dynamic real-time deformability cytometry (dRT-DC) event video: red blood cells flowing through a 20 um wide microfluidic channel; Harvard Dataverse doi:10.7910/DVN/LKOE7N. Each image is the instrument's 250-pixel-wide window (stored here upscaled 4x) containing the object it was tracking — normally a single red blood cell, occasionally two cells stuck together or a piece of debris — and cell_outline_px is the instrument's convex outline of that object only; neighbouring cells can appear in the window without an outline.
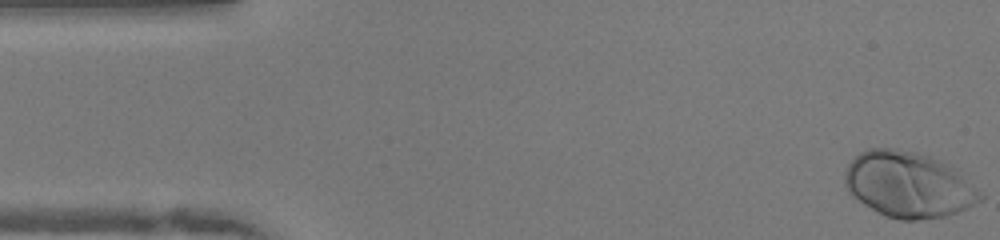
{"species": "human", "species_latin": "Homo sapiens", "temperature_condition": "warm", "stored_images_in_passage": 50, "camera_frame_rate_fps": 3000, "um_per_image_px": 0.085, "donor": {"sex": "female"}, "frame": {"image": 1, "passage_image": 1, "time_ms": 0.0, "image_size_px": [1000, 240], "cell_outline_px": [[984, 200], [968, 208], [944, 216], [916, 220], [900, 220], [884, 216], [864, 204], [852, 196], [848, 192], [844, 184], [844, 172], [848, 164], [860, 152], [868, 148], [896, 148], [916, 152], [940, 160], [956, 168], [984, 196]], "centroid_in_image_um": [77.21, 15.69], "position_along_channel_um": 7.8, "area_um2": 52.14}}
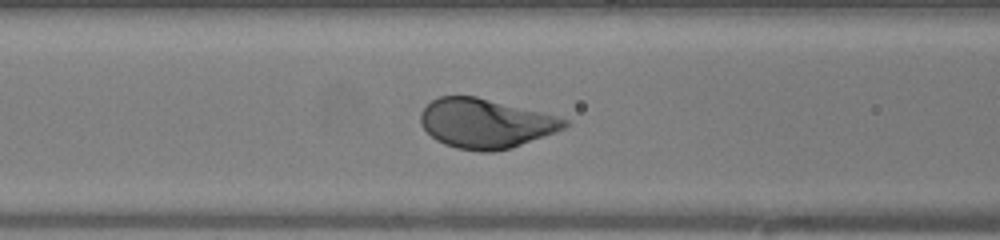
{"frame": {"image": 2, "passage_image": 19, "time_ms": 6.0, "image_size_px": [1000, 240], "cell_outline_px": [[568, 124], [564, 128], [556, 132], [512, 148], [492, 152], [480, 152], [456, 148], [444, 144], [436, 140], [420, 124], [420, 112], [432, 100], [440, 96], [476, 96], [556, 116], [568, 120]], "centroid_in_image_um": [41.25, 10.5], "position_along_channel_um": 125.4, "area_um2": 41.33}}
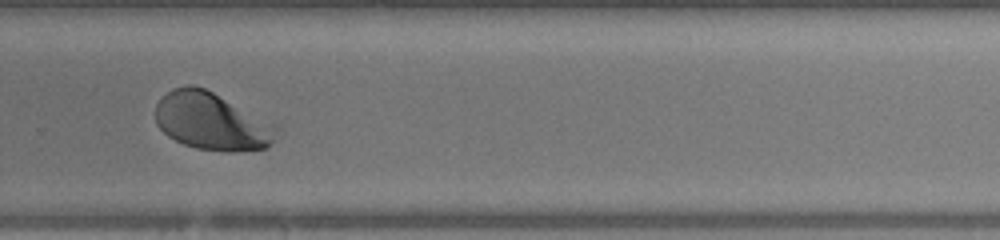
{"frame": {"image": 3, "passage_image": 33, "time_ms": 10.667, "image_size_px": [1000, 240], "cell_outline_px": [[280, 128], [272, 144], [268, 148], [240, 152], [228, 152], [196, 148], [184, 144], [168, 136], [156, 124], [156, 104], [172, 88], [188, 84], [192, 84], [204, 88], [280, 124]], "centroid_in_image_um": [18.08, 10.33], "position_along_channel_um": 311.7, "area_um2": 41.27}, "authors_computed_cell_mechanics": {"area_um2": 42.1073, "velocity_mm_per_s": 4.0098, "shape_relaxation_time_tau1_ms": 1.6774, "shape_relaxation_time_tau2_ms": null, "deformation_change_tau1": 0.1433, "deformation_change_tau2": null}}